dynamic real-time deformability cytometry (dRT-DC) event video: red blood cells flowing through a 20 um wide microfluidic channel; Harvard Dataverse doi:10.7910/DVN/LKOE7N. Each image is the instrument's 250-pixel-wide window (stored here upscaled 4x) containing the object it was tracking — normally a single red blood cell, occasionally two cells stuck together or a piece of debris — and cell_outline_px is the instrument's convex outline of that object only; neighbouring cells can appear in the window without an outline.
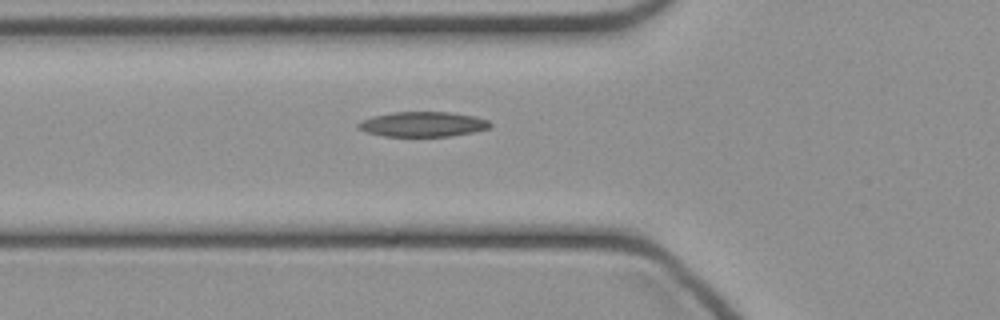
{"species": "common noctule bat (a hibernating species)", "species_latin": "Nyctalus noctula", "temperature_condition": "cold", "stored_images_in_passage": 34, "camera_frame_rate_fps": 3000, "um_per_image_px": 0.085, "animal": {"sex": "female", "body_mass_g": 21.9}, "frame": {"image": 1, "passage_image": 8, "time_ms": 2.333, "image_size_px": [1000, 320], "cell_outline_px": [[492, 124], [488, 128], [472, 132], [452, 136], [384, 136], [364, 132], [356, 124], [360, 120], [372, 116], [392, 112], [452, 112], [476, 116], [488, 120]], "centroid_in_image_um": [35.92, 10.55], "position_along_channel_um": 89.9, "area_um2": 19.31}}
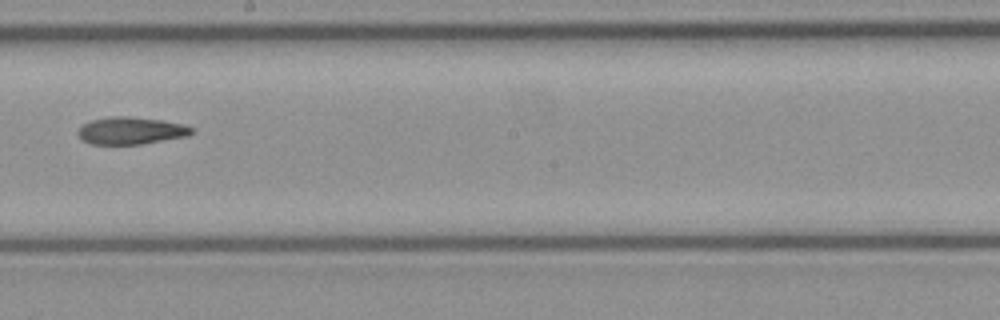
{"frame": {"image": 2, "passage_image": 18, "time_ms": 5.667, "image_size_px": [1000, 320], "cell_outline_px": [[192, 132], [188, 136], [140, 144], [92, 144], [84, 140], [76, 132], [84, 124], [92, 120], [112, 116], [128, 116], [160, 120], [184, 124], [192, 128]], "centroid_in_image_um": [11.13, 11.1], "position_along_channel_um": 237.1, "area_um2": 17.8}}
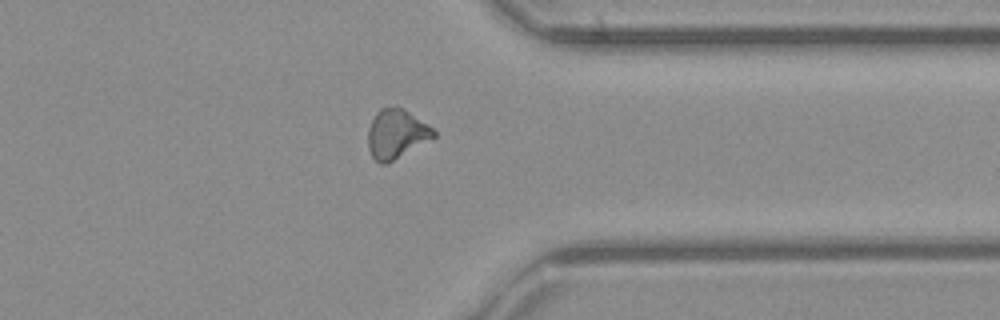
{"frame": {"image": 3, "passage_image": 28, "time_ms": 9.0, "image_size_px": [1000, 320], "cell_outline_px": [[436, 136], [388, 164], [380, 164], [372, 156], [368, 148], [368, 128], [376, 112], [380, 108], [396, 104], [404, 108], [428, 124], [436, 132]], "centroid_in_image_um": [33.68, 11.36], "position_along_channel_um": 377.7, "area_um2": 19.13}}